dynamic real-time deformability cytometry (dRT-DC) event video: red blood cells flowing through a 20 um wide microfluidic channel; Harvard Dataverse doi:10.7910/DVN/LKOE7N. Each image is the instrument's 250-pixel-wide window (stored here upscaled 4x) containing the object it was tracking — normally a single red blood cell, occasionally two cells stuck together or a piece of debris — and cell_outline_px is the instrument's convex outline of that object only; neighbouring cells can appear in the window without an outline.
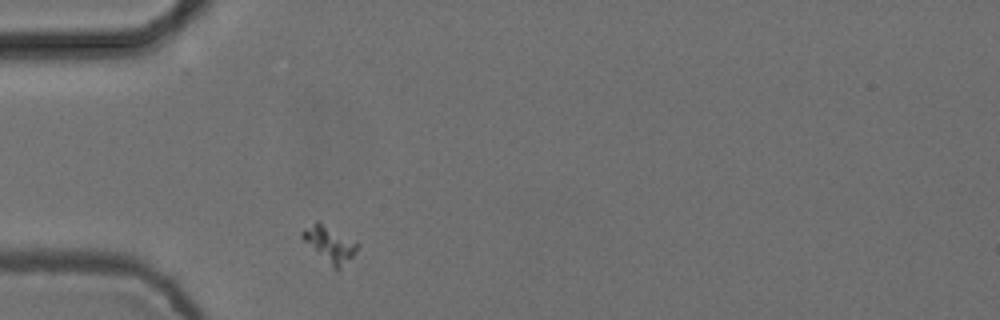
{"species": "common noctule bat (a hibernating species)", "species_latin": "Nyctalus noctula", "temperature_condition": "cold", "stored_images_in_passage": 1, "camera_frame_rate_fps": 3000, "um_per_image_px": 0.085, "animal": {"sex": "female", "body_mass_g": 24.6, "forearm_length_mm": 56.2}, "frame": {"image": 1, "passage_image": 1, "time_ms": 0.0, "image_size_px": [1000, 320], "cell_outline_px": [[360, 244], [356, 252], [340, 268], [336, 268], [304, 240], [300, 236], [300, 232], [304, 228], [316, 220], [320, 220]], "centroid_in_image_um": [28.02, 20.65], "position_along_channel_um": 57.0, "area_um2": 11.1}}